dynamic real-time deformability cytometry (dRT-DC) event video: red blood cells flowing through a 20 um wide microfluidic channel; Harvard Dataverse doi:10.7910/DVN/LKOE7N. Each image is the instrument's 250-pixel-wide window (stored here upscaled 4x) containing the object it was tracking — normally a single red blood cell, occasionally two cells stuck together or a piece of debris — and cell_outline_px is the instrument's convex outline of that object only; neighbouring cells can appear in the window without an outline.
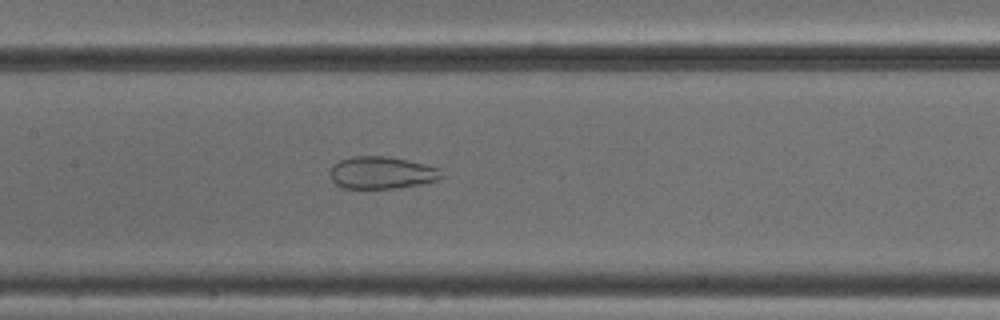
{"species": "common noctule bat (a hibernating species)", "species_latin": "Nyctalus noctula", "temperature_condition": "cold", "stored_images_in_passage": 32, "camera_frame_rate_fps": 3000, "um_per_image_px": 0.085, "animal": {"sex": "male", "body_mass_g": 18.8}, "frame": {"image": 1, "passage_image": 9, "time_ms": 2.667, "image_size_px": [1000, 320], "cell_outline_px": [[444, 176], [440, 180], [420, 184], [396, 188], [344, 188], [336, 184], [332, 180], [332, 164], [340, 160], [356, 156], [388, 156], [408, 160], [440, 168]], "centroid_in_image_um": [32.5, 14.68], "position_along_channel_um": 174.9, "area_um2": 20.92}}
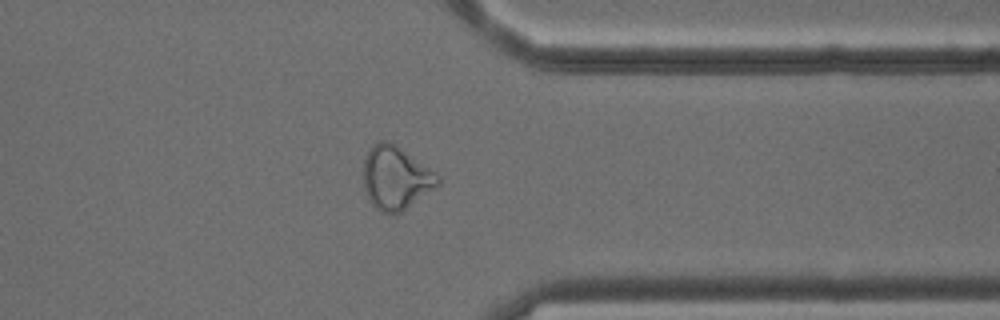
{"frame": {"image": 2, "passage_image": 25, "time_ms": 8.0, "image_size_px": [1000, 320], "cell_outline_px": [[440, 184], [436, 188], [400, 212], [380, 212], [372, 204], [364, 188], [364, 156], [372, 144], [376, 140], [388, 140], [436, 172], [440, 176]], "centroid_in_image_um": [33.64, 15.09], "position_along_channel_um": 377.8, "area_um2": 27.34}}
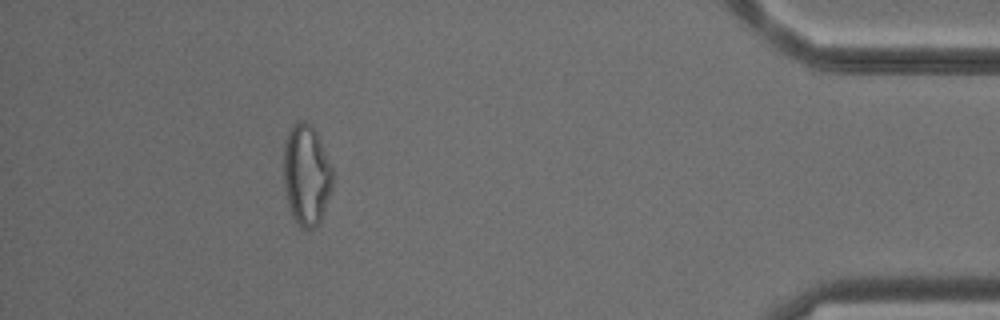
{"frame": {"image": 3, "passage_image": 31, "time_ms": 10.0, "image_size_px": [1000, 320], "cell_outline_px": [[332, 188], [320, 224], [316, 228], [300, 228], [292, 216], [284, 184], [284, 148], [288, 132], [300, 120], [304, 120], [316, 132], [332, 168]], "centroid_in_image_um": [26.06, 14.93], "position_along_channel_um": 409.1, "area_um2": 28.44}}